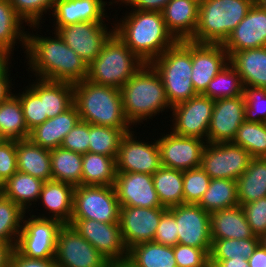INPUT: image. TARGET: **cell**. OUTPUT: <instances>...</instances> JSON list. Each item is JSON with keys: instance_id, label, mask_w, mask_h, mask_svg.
I'll list each match as a JSON object with an SVG mask.
<instances>
[{"instance_id": "cell-1", "label": "cell", "mask_w": 266, "mask_h": 267, "mask_svg": "<svg viewBox=\"0 0 266 267\" xmlns=\"http://www.w3.org/2000/svg\"><path fill=\"white\" fill-rule=\"evenodd\" d=\"M54 34L55 37L50 38L27 32L24 53L28 69L35 72L36 78L50 81L75 84L87 79V63L56 32Z\"/></svg>"}, {"instance_id": "cell-2", "label": "cell", "mask_w": 266, "mask_h": 267, "mask_svg": "<svg viewBox=\"0 0 266 267\" xmlns=\"http://www.w3.org/2000/svg\"><path fill=\"white\" fill-rule=\"evenodd\" d=\"M128 13L113 25L114 34L144 63H151L176 42L166 28L162 12Z\"/></svg>"}, {"instance_id": "cell-3", "label": "cell", "mask_w": 266, "mask_h": 267, "mask_svg": "<svg viewBox=\"0 0 266 267\" xmlns=\"http://www.w3.org/2000/svg\"><path fill=\"white\" fill-rule=\"evenodd\" d=\"M124 114L130 125L152 119L165 108L171 110L159 73L150 63L141 68L120 88Z\"/></svg>"}, {"instance_id": "cell-4", "label": "cell", "mask_w": 266, "mask_h": 267, "mask_svg": "<svg viewBox=\"0 0 266 267\" xmlns=\"http://www.w3.org/2000/svg\"><path fill=\"white\" fill-rule=\"evenodd\" d=\"M73 86V104L81 121L117 129H133L124 114L119 89L94 84L86 79Z\"/></svg>"}, {"instance_id": "cell-5", "label": "cell", "mask_w": 266, "mask_h": 267, "mask_svg": "<svg viewBox=\"0 0 266 267\" xmlns=\"http://www.w3.org/2000/svg\"><path fill=\"white\" fill-rule=\"evenodd\" d=\"M256 0H200L198 24L190 40L224 44Z\"/></svg>"}, {"instance_id": "cell-6", "label": "cell", "mask_w": 266, "mask_h": 267, "mask_svg": "<svg viewBox=\"0 0 266 267\" xmlns=\"http://www.w3.org/2000/svg\"><path fill=\"white\" fill-rule=\"evenodd\" d=\"M150 64L162 79L171 107L198 95L191 80L192 41H176Z\"/></svg>"}, {"instance_id": "cell-7", "label": "cell", "mask_w": 266, "mask_h": 267, "mask_svg": "<svg viewBox=\"0 0 266 267\" xmlns=\"http://www.w3.org/2000/svg\"><path fill=\"white\" fill-rule=\"evenodd\" d=\"M144 64L116 35L104 43L101 53L88 65V81L120 88Z\"/></svg>"}, {"instance_id": "cell-8", "label": "cell", "mask_w": 266, "mask_h": 267, "mask_svg": "<svg viewBox=\"0 0 266 267\" xmlns=\"http://www.w3.org/2000/svg\"><path fill=\"white\" fill-rule=\"evenodd\" d=\"M120 205L113 186H75L71 219L119 223Z\"/></svg>"}, {"instance_id": "cell-9", "label": "cell", "mask_w": 266, "mask_h": 267, "mask_svg": "<svg viewBox=\"0 0 266 267\" xmlns=\"http://www.w3.org/2000/svg\"><path fill=\"white\" fill-rule=\"evenodd\" d=\"M24 215L15 249L32 259H54L57 235L63 224L55 219ZM26 219V220H25Z\"/></svg>"}, {"instance_id": "cell-10", "label": "cell", "mask_w": 266, "mask_h": 267, "mask_svg": "<svg viewBox=\"0 0 266 267\" xmlns=\"http://www.w3.org/2000/svg\"><path fill=\"white\" fill-rule=\"evenodd\" d=\"M252 156L232 142L206 144L200 167L211 179L237 180L249 167Z\"/></svg>"}, {"instance_id": "cell-11", "label": "cell", "mask_w": 266, "mask_h": 267, "mask_svg": "<svg viewBox=\"0 0 266 267\" xmlns=\"http://www.w3.org/2000/svg\"><path fill=\"white\" fill-rule=\"evenodd\" d=\"M57 267H109L110 262L71 225L64 224L57 235Z\"/></svg>"}, {"instance_id": "cell-12", "label": "cell", "mask_w": 266, "mask_h": 267, "mask_svg": "<svg viewBox=\"0 0 266 267\" xmlns=\"http://www.w3.org/2000/svg\"><path fill=\"white\" fill-rule=\"evenodd\" d=\"M71 225L92 244L110 263L127 260L120 223H102L91 219H71Z\"/></svg>"}, {"instance_id": "cell-13", "label": "cell", "mask_w": 266, "mask_h": 267, "mask_svg": "<svg viewBox=\"0 0 266 267\" xmlns=\"http://www.w3.org/2000/svg\"><path fill=\"white\" fill-rule=\"evenodd\" d=\"M213 107L214 100L202 94L172 106L173 127L170 130L176 135L207 141Z\"/></svg>"}, {"instance_id": "cell-14", "label": "cell", "mask_w": 266, "mask_h": 267, "mask_svg": "<svg viewBox=\"0 0 266 267\" xmlns=\"http://www.w3.org/2000/svg\"><path fill=\"white\" fill-rule=\"evenodd\" d=\"M111 28L108 30L105 22H79L59 27L55 32L89 65L114 33V26Z\"/></svg>"}, {"instance_id": "cell-15", "label": "cell", "mask_w": 266, "mask_h": 267, "mask_svg": "<svg viewBox=\"0 0 266 267\" xmlns=\"http://www.w3.org/2000/svg\"><path fill=\"white\" fill-rule=\"evenodd\" d=\"M134 132L126 133L121 139L116 157V172L153 175L161 167L158 142L154 140L150 144L136 140Z\"/></svg>"}, {"instance_id": "cell-16", "label": "cell", "mask_w": 266, "mask_h": 267, "mask_svg": "<svg viewBox=\"0 0 266 267\" xmlns=\"http://www.w3.org/2000/svg\"><path fill=\"white\" fill-rule=\"evenodd\" d=\"M169 133L157 138L161 166L180 171L200 167L207 141L197 137L176 135L172 131Z\"/></svg>"}, {"instance_id": "cell-17", "label": "cell", "mask_w": 266, "mask_h": 267, "mask_svg": "<svg viewBox=\"0 0 266 267\" xmlns=\"http://www.w3.org/2000/svg\"><path fill=\"white\" fill-rule=\"evenodd\" d=\"M177 222L178 243L196 248H211L210 213L198 204L168 208Z\"/></svg>"}, {"instance_id": "cell-18", "label": "cell", "mask_w": 266, "mask_h": 267, "mask_svg": "<svg viewBox=\"0 0 266 267\" xmlns=\"http://www.w3.org/2000/svg\"><path fill=\"white\" fill-rule=\"evenodd\" d=\"M113 187L120 207L165 208L158 198L151 174L116 172Z\"/></svg>"}, {"instance_id": "cell-19", "label": "cell", "mask_w": 266, "mask_h": 267, "mask_svg": "<svg viewBox=\"0 0 266 267\" xmlns=\"http://www.w3.org/2000/svg\"><path fill=\"white\" fill-rule=\"evenodd\" d=\"M167 208L120 207L119 223L127 249L153 241L161 216Z\"/></svg>"}, {"instance_id": "cell-20", "label": "cell", "mask_w": 266, "mask_h": 267, "mask_svg": "<svg viewBox=\"0 0 266 267\" xmlns=\"http://www.w3.org/2000/svg\"><path fill=\"white\" fill-rule=\"evenodd\" d=\"M245 97L218 99L214 101L207 142H232L240 125L245 121Z\"/></svg>"}, {"instance_id": "cell-21", "label": "cell", "mask_w": 266, "mask_h": 267, "mask_svg": "<svg viewBox=\"0 0 266 267\" xmlns=\"http://www.w3.org/2000/svg\"><path fill=\"white\" fill-rule=\"evenodd\" d=\"M223 46L228 56L233 52L266 46V9L255 1Z\"/></svg>"}, {"instance_id": "cell-22", "label": "cell", "mask_w": 266, "mask_h": 267, "mask_svg": "<svg viewBox=\"0 0 266 267\" xmlns=\"http://www.w3.org/2000/svg\"><path fill=\"white\" fill-rule=\"evenodd\" d=\"M229 63V56L223 44H201L192 42L193 88L203 94L209 82Z\"/></svg>"}, {"instance_id": "cell-23", "label": "cell", "mask_w": 266, "mask_h": 267, "mask_svg": "<svg viewBox=\"0 0 266 267\" xmlns=\"http://www.w3.org/2000/svg\"><path fill=\"white\" fill-rule=\"evenodd\" d=\"M200 0H170L162 11L168 32L176 41H190L198 24Z\"/></svg>"}, {"instance_id": "cell-24", "label": "cell", "mask_w": 266, "mask_h": 267, "mask_svg": "<svg viewBox=\"0 0 266 267\" xmlns=\"http://www.w3.org/2000/svg\"><path fill=\"white\" fill-rule=\"evenodd\" d=\"M106 3L103 0H56L52 10L54 31L79 22H105Z\"/></svg>"}, {"instance_id": "cell-25", "label": "cell", "mask_w": 266, "mask_h": 267, "mask_svg": "<svg viewBox=\"0 0 266 267\" xmlns=\"http://www.w3.org/2000/svg\"><path fill=\"white\" fill-rule=\"evenodd\" d=\"M75 187L71 184L60 181H46L39 195V201L45 210H48L50 217L44 214L40 218H51L60 221L63 225L69 224L73 213Z\"/></svg>"}, {"instance_id": "cell-26", "label": "cell", "mask_w": 266, "mask_h": 267, "mask_svg": "<svg viewBox=\"0 0 266 267\" xmlns=\"http://www.w3.org/2000/svg\"><path fill=\"white\" fill-rule=\"evenodd\" d=\"M229 63L240 75L244 87L266 89V46L233 52Z\"/></svg>"}, {"instance_id": "cell-27", "label": "cell", "mask_w": 266, "mask_h": 267, "mask_svg": "<svg viewBox=\"0 0 266 267\" xmlns=\"http://www.w3.org/2000/svg\"><path fill=\"white\" fill-rule=\"evenodd\" d=\"M211 239H248L253 238L241 205L217 210L210 213Z\"/></svg>"}, {"instance_id": "cell-28", "label": "cell", "mask_w": 266, "mask_h": 267, "mask_svg": "<svg viewBox=\"0 0 266 267\" xmlns=\"http://www.w3.org/2000/svg\"><path fill=\"white\" fill-rule=\"evenodd\" d=\"M29 87L43 100L48 119L64 113L73 105L74 86L71 83L37 78Z\"/></svg>"}, {"instance_id": "cell-29", "label": "cell", "mask_w": 266, "mask_h": 267, "mask_svg": "<svg viewBox=\"0 0 266 267\" xmlns=\"http://www.w3.org/2000/svg\"><path fill=\"white\" fill-rule=\"evenodd\" d=\"M17 170L46 181L52 180L50 150L29 138L16 141Z\"/></svg>"}, {"instance_id": "cell-30", "label": "cell", "mask_w": 266, "mask_h": 267, "mask_svg": "<svg viewBox=\"0 0 266 267\" xmlns=\"http://www.w3.org/2000/svg\"><path fill=\"white\" fill-rule=\"evenodd\" d=\"M43 185V180L17 171L3 183L2 194L28 213L27 209L38 201Z\"/></svg>"}, {"instance_id": "cell-31", "label": "cell", "mask_w": 266, "mask_h": 267, "mask_svg": "<svg viewBox=\"0 0 266 267\" xmlns=\"http://www.w3.org/2000/svg\"><path fill=\"white\" fill-rule=\"evenodd\" d=\"M239 205L266 196V158H252L249 167L236 180Z\"/></svg>"}, {"instance_id": "cell-32", "label": "cell", "mask_w": 266, "mask_h": 267, "mask_svg": "<svg viewBox=\"0 0 266 267\" xmlns=\"http://www.w3.org/2000/svg\"><path fill=\"white\" fill-rule=\"evenodd\" d=\"M127 261L134 267H177L173 247L154 241L129 248Z\"/></svg>"}, {"instance_id": "cell-33", "label": "cell", "mask_w": 266, "mask_h": 267, "mask_svg": "<svg viewBox=\"0 0 266 267\" xmlns=\"http://www.w3.org/2000/svg\"><path fill=\"white\" fill-rule=\"evenodd\" d=\"M116 179V159L87 152L82 155V185L113 186Z\"/></svg>"}, {"instance_id": "cell-34", "label": "cell", "mask_w": 266, "mask_h": 267, "mask_svg": "<svg viewBox=\"0 0 266 267\" xmlns=\"http://www.w3.org/2000/svg\"><path fill=\"white\" fill-rule=\"evenodd\" d=\"M29 135L20 100L13 93L0 103V140L19 141L28 139Z\"/></svg>"}, {"instance_id": "cell-35", "label": "cell", "mask_w": 266, "mask_h": 267, "mask_svg": "<svg viewBox=\"0 0 266 267\" xmlns=\"http://www.w3.org/2000/svg\"><path fill=\"white\" fill-rule=\"evenodd\" d=\"M152 177L163 207L168 209L184 204L183 171L161 166Z\"/></svg>"}, {"instance_id": "cell-36", "label": "cell", "mask_w": 266, "mask_h": 267, "mask_svg": "<svg viewBox=\"0 0 266 267\" xmlns=\"http://www.w3.org/2000/svg\"><path fill=\"white\" fill-rule=\"evenodd\" d=\"M52 180L82 185V154L57 147L50 150Z\"/></svg>"}, {"instance_id": "cell-37", "label": "cell", "mask_w": 266, "mask_h": 267, "mask_svg": "<svg viewBox=\"0 0 266 267\" xmlns=\"http://www.w3.org/2000/svg\"><path fill=\"white\" fill-rule=\"evenodd\" d=\"M25 21L16 13L9 0H0V48L13 52L16 41L26 49L27 31ZM22 28V29H21ZM24 28V29H23ZM13 49V50H12Z\"/></svg>"}, {"instance_id": "cell-38", "label": "cell", "mask_w": 266, "mask_h": 267, "mask_svg": "<svg viewBox=\"0 0 266 267\" xmlns=\"http://www.w3.org/2000/svg\"><path fill=\"white\" fill-rule=\"evenodd\" d=\"M198 205L208 213L238 206L236 181L211 179L209 187Z\"/></svg>"}, {"instance_id": "cell-39", "label": "cell", "mask_w": 266, "mask_h": 267, "mask_svg": "<svg viewBox=\"0 0 266 267\" xmlns=\"http://www.w3.org/2000/svg\"><path fill=\"white\" fill-rule=\"evenodd\" d=\"M245 87L242 79L234 67L228 63L209 82L203 96L212 100L235 98L244 95Z\"/></svg>"}, {"instance_id": "cell-40", "label": "cell", "mask_w": 266, "mask_h": 267, "mask_svg": "<svg viewBox=\"0 0 266 267\" xmlns=\"http://www.w3.org/2000/svg\"><path fill=\"white\" fill-rule=\"evenodd\" d=\"M131 129H117L89 123V152L116 159L122 137Z\"/></svg>"}, {"instance_id": "cell-41", "label": "cell", "mask_w": 266, "mask_h": 267, "mask_svg": "<svg viewBox=\"0 0 266 267\" xmlns=\"http://www.w3.org/2000/svg\"><path fill=\"white\" fill-rule=\"evenodd\" d=\"M25 213L10 198L0 194V241L15 248Z\"/></svg>"}, {"instance_id": "cell-42", "label": "cell", "mask_w": 266, "mask_h": 267, "mask_svg": "<svg viewBox=\"0 0 266 267\" xmlns=\"http://www.w3.org/2000/svg\"><path fill=\"white\" fill-rule=\"evenodd\" d=\"M260 244L258 236L248 239H212L209 261L244 257L248 259Z\"/></svg>"}, {"instance_id": "cell-43", "label": "cell", "mask_w": 266, "mask_h": 267, "mask_svg": "<svg viewBox=\"0 0 266 267\" xmlns=\"http://www.w3.org/2000/svg\"><path fill=\"white\" fill-rule=\"evenodd\" d=\"M232 143L243 147L253 158H266V123L244 121Z\"/></svg>"}, {"instance_id": "cell-44", "label": "cell", "mask_w": 266, "mask_h": 267, "mask_svg": "<svg viewBox=\"0 0 266 267\" xmlns=\"http://www.w3.org/2000/svg\"><path fill=\"white\" fill-rule=\"evenodd\" d=\"M210 181L211 178L201 167L183 171L184 204H198Z\"/></svg>"}, {"instance_id": "cell-45", "label": "cell", "mask_w": 266, "mask_h": 267, "mask_svg": "<svg viewBox=\"0 0 266 267\" xmlns=\"http://www.w3.org/2000/svg\"><path fill=\"white\" fill-rule=\"evenodd\" d=\"M14 7L16 13L29 25L32 29L39 28L42 23L43 13L53 10L56 0H9Z\"/></svg>"}, {"instance_id": "cell-46", "label": "cell", "mask_w": 266, "mask_h": 267, "mask_svg": "<svg viewBox=\"0 0 266 267\" xmlns=\"http://www.w3.org/2000/svg\"><path fill=\"white\" fill-rule=\"evenodd\" d=\"M23 90L22 94L19 93L16 96L19 98L25 123L28 130L31 131L36 126L44 123L48 117L44 115L43 100L28 86Z\"/></svg>"}, {"instance_id": "cell-47", "label": "cell", "mask_w": 266, "mask_h": 267, "mask_svg": "<svg viewBox=\"0 0 266 267\" xmlns=\"http://www.w3.org/2000/svg\"><path fill=\"white\" fill-rule=\"evenodd\" d=\"M245 121L266 122V89L245 87Z\"/></svg>"}, {"instance_id": "cell-48", "label": "cell", "mask_w": 266, "mask_h": 267, "mask_svg": "<svg viewBox=\"0 0 266 267\" xmlns=\"http://www.w3.org/2000/svg\"><path fill=\"white\" fill-rule=\"evenodd\" d=\"M177 267H210L211 248H196L183 244L173 246Z\"/></svg>"}, {"instance_id": "cell-49", "label": "cell", "mask_w": 266, "mask_h": 267, "mask_svg": "<svg viewBox=\"0 0 266 267\" xmlns=\"http://www.w3.org/2000/svg\"><path fill=\"white\" fill-rule=\"evenodd\" d=\"M242 209L245 213L248 224L252 232L260 237L266 233V196L258 200L243 204Z\"/></svg>"}, {"instance_id": "cell-50", "label": "cell", "mask_w": 266, "mask_h": 267, "mask_svg": "<svg viewBox=\"0 0 266 267\" xmlns=\"http://www.w3.org/2000/svg\"><path fill=\"white\" fill-rule=\"evenodd\" d=\"M60 147L82 155L89 152V123L80 120L64 137Z\"/></svg>"}, {"instance_id": "cell-51", "label": "cell", "mask_w": 266, "mask_h": 267, "mask_svg": "<svg viewBox=\"0 0 266 267\" xmlns=\"http://www.w3.org/2000/svg\"><path fill=\"white\" fill-rule=\"evenodd\" d=\"M17 171L16 140H0V180L4 183Z\"/></svg>"}, {"instance_id": "cell-52", "label": "cell", "mask_w": 266, "mask_h": 267, "mask_svg": "<svg viewBox=\"0 0 266 267\" xmlns=\"http://www.w3.org/2000/svg\"><path fill=\"white\" fill-rule=\"evenodd\" d=\"M29 139L42 148L52 150L57 148L55 117L47 119L41 125L30 131Z\"/></svg>"}, {"instance_id": "cell-53", "label": "cell", "mask_w": 266, "mask_h": 267, "mask_svg": "<svg viewBox=\"0 0 266 267\" xmlns=\"http://www.w3.org/2000/svg\"><path fill=\"white\" fill-rule=\"evenodd\" d=\"M153 241L172 247L178 244L177 222L168 210L161 216Z\"/></svg>"}, {"instance_id": "cell-54", "label": "cell", "mask_w": 266, "mask_h": 267, "mask_svg": "<svg viewBox=\"0 0 266 267\" xmlns=\"http://www.w3.org/2000/svg\"><path fill=\"white\" fill-rule=\"evenodd\" d=\"M80 121L77 107L73 104L64 113L55 116V129L57 137V147L61 146L64 137Z\"/></svg>"}, {"instance_id": "cell-55", "label": "cell", "mask_w": 266, "mask_h": 267, "mask_svg": "<svg viewBox=\"0 0 266 267\" xmlns=\"http://www.w3.org/2000/svg\"><path fill=\"white\" fill-rule=\"evenodd\" d=\"M9 267H57L55 259H32L21 255L15 248L11 254Z\"/></svg>"}, {"instance_id": "cell-56", "label": "cell", "mask_w": 266, "mask_h": 267, "mask_svg": "<svg viewBox=\"0 0 266 267\" xmlns=\"http://www.w3.org/2000/svg\"><path fill=\"white\" fill-rule=\"evenodd\" d=\"M170 0H115L113 3L120 2V5L123 3L126 6H131L133 10L141 11H157L162 12L165 6Z\"/></svg>"}, {"instance_id": "cell-57", "label": "cell", "mask_w": 266, "mask_h": 267, "mask_svg": "<svg viewBox=\"0 0 266 267\" xmlns=\"http://www.w3.org/2000/svg\"><path fill=\"white\" fill-rule=\"evenodd\" d=\"M247 260L249 267H266V249L259 244Z\"/></svg>"}, {"instance_id": "cell-58", "label": "cell", "mask_w": 266, "mask_h": 267, "mask_svg": "<svg viewBox=\"0 0 266 267\" xmlns=\"http://www.w3.org/2000/svg\"><path fill=\"white\" fill-rule=\"evenodd\" d=\"M9 75L10 71L8 69L2 76H0V103L7 100L13 94L11 92V85H13L11 82L13 79L9 80Z\"/></svg>"}, {"instance_id": "cell-59", "label": "cell", "mask_w": 266, "mask_h": 267, "mask_svg": "<svg viewBox=\"0 0 266 267\" xmlns=\"http://www.w3.org/2000/svg\"><path fill=\"white\" fill-rule=\"evenodd\" d=\"M210 267H249L248 260L241 258H233L222 261H209Z\"/></svg>"}, {"instance_id": "cell-60", "label": "cell", "mask_w": 266, "mask_h": 267, "mask_svg": "<svg viewBox=\"0 0 266 267\" xmlns=\"http://www.w3.org/2000/svg\"><path fill=\"white\" fill-rule=\"evenodd\" d=\"M14 247L7 243L0 241V267H9V261Z\"/></svg>"}, {"instance_id": "cell-61", "label": "cell", "mask_w": 266, "mask_h": 267, "mask_svg": "<svg viewBox=\"0 0 266 267\" xmlns=\"http://www.w3.org/2000/svg\"><path fill=\"white\" fill-rule=\"evenodd\" d=\"M13 53H10L8 50H4L0 48V76H2L8 69L11 67L9 66L10 56Z\"/></svg>"}, {"instance_id": "cell-62", "label": "cell", "mask_w": 266, "mask_h": 267, "mask_svg": "<svg viewBox=\"0 0 266 267\" xmlns=\"http://www.w3.org/2000/svg\"><path fill=\"white\" fill-rule=\"evenodd\" d=\"M109 267H134L132 264H130L127 260L119 261L110 263Z\"/></svg>"}, {"instance_id": "cell-63", "label": "cell", "mask_w": 266, "mask_h": 267, "mask_svg": "<svg viewBox=\"0 0 266 267\" xmlns=\"http://www.w3.org/2000/svg\"><path fill=\"white\" fill-rule=\"evenodd\" d=\"M260 244L266 249V233L259 237Z\"/></svg>"}, {"instance_id": "cell-64", "label": "cell", "mask_w": 266, "mask_h": 267, "mask_svg": "<svg viewBox=\"0 0 266 267\" xmlns=\"http://www.w3.org/2000/svg\"><path fill=\"white\" fill-rule=\"evenodd\" d=\"M264 9H266V0H256Z\"/></svg>"}, {"instance_id": "cell-65", "label": "cell", "mask_w": 266, "mask_h": 267, "mask_svg": "<svg viewBox=\"0 0 266 267\" xmlns=\"http://www.w3.org/2000/svg\"><path fill=\"white\" fill-rule=\"evenodd\" d=\"M2 189H3V182L0 180V194L2 193Z\"/></svg>"}]
</instances>
